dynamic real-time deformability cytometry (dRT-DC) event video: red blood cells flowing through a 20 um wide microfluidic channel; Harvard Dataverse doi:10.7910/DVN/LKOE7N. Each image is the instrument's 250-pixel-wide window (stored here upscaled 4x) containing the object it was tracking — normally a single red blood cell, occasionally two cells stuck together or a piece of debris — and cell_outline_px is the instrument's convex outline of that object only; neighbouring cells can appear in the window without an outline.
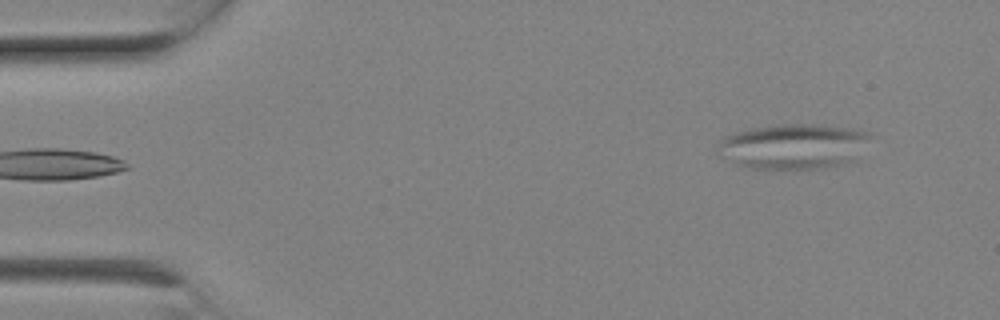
{"species": "Egyptian fruit bat (a non-hibernating species)", "species_latin": "Rousettus aegyptiacus", "temperature_condition": "room temperature", "stored_images_in_passage": 7, "camera_frame_rate_fps": 3000, "um_per_image_px": 0.085, "animal": {"sex": "female"}, "frame": {"image": 1, "passage_image": 7, "time_ms": 2.0, "image_size_px": [1000, 320], "cell_outline_px": [[868, 136], [856, 160], [840, 164], [820, 168], [752, 168], [736, 164], [720, 156], [716, 144], [724, 136], [736, 132], [752, 128], [776, 124], [816, 124], [852, 128], [868, 132]], "centroid_in_image_um": [67.38, 12.42], "position_along_channel_um": 17.6, "area_um2": 39.88}}